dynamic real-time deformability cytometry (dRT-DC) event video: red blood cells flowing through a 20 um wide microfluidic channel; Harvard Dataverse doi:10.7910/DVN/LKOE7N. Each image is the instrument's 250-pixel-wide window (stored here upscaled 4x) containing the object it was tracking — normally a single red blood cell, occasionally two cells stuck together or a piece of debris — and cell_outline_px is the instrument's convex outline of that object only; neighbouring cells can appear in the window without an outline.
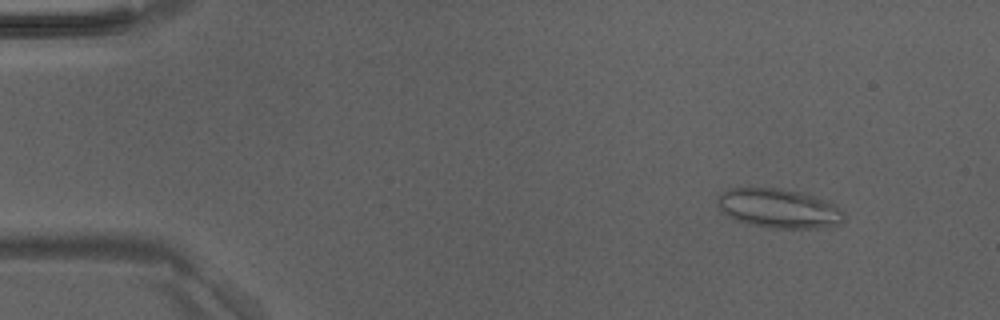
{"species": "Egyptian fruit bat (a non-hibernating species)", "species_latin": "Rousettus aegyptiacus", "temperature_condition": "room temperature", "stored_images_in_passage": 46, "camera_frame_rate_fps": 3000, "um_per_image_px": 0.085, "animal": {"sex": "male"}, "frame": {"image": 1, "passage_image": 4, "time_ms": 1.0, "image_size_px": [1000, 320], "cell_outline_px": [[844, 220], [840, 224], [824, 228], [768, 228], [748, 224], [724, 216], [716, 208], [716, 200], [728, 188], [776, 188], [804, 192], [816, 196], [836, 204], [844, 212]], "centroid_in_image_um": [66.19, 17.72], "position_along_channel_um": 18.8, "area_um2": 29.65}}
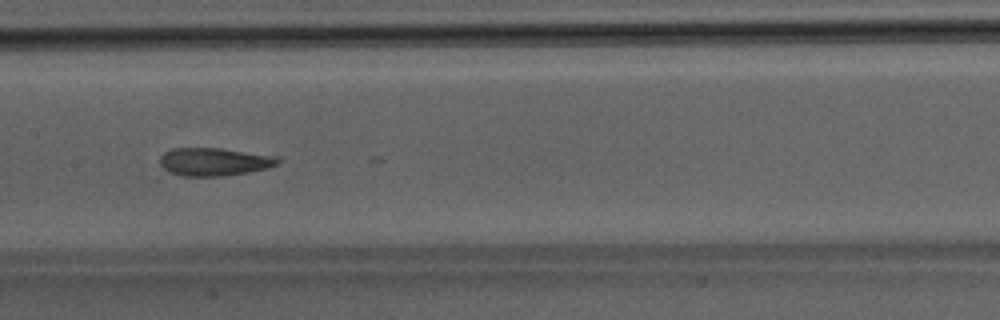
{"frame": {"image": 2, "passage_image": 23, "time_ms": 7.333, "image_size_px": [1000, 320], "cell_outline_px": [[284, 160], [280, 164], [268, 168], [248, 172], [220, 176], [180, 176], [164, 168], [160, 164], [160, 156], [164, 152], [172, 148], [220, 148], [280, 156]], "centroid_in_image_um": [18.29, 13.74], "position_along_channel_um": 189.1, "area_um2": 19.48}}
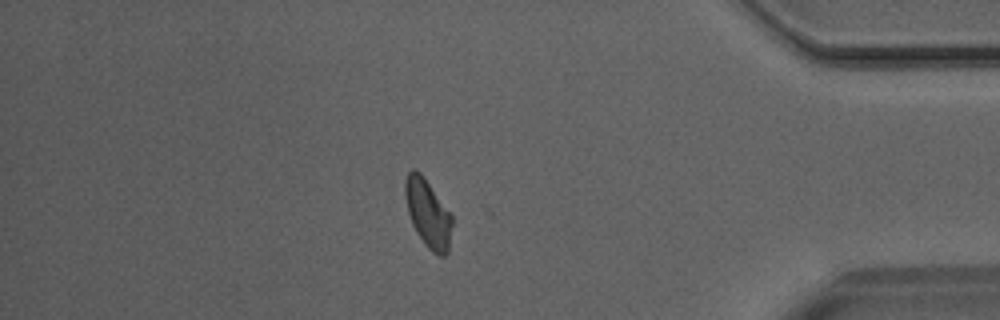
{"frame": {"image": 3, "passage_image": 40, "time_ms": 13.0, "image_size_px": [1000, 320], "cell_outline_px": [[452, 224], [448, 252], [444, 256], [440, 256], [432, 252], [424, 244], [416, 232], [412, 224], [408, 212], [404, 192], [404, 180], [408, 172], [412, 168], [420, 172], [424, 176], [452, 216]], "centroid_in_image_um": [36.35, 18.13], "position_along_channel_um": 398.8, "area_um2": 18.61}}